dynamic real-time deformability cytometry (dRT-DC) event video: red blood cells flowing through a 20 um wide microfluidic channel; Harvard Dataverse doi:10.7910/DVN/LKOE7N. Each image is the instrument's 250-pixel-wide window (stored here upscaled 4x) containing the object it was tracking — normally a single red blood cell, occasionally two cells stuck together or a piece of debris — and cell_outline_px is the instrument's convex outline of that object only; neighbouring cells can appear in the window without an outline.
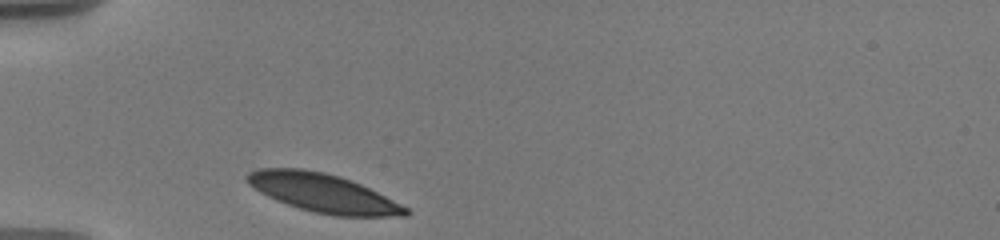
{"species": "human", "species_latin": "Homo sapiens", "temperature_condition": "warm", "stored_images_in_passage": 29, "camera_frame_rate_fps": 3000, "um_per_image_px": 0.085, "donor": {"sex": "male"}, "frame": {"image": 1, "passage_image": 1, "time_ms": 0.0, "image_size_px": [1000, 240], "cell_outline_px": [[412, 212], [408, 216], [336, 216], [312, 212], [276, 200], [260, 192], [248, 184], [244, 180], [244, 176], [248, 172], [260, 168], [300, 168], [324, 172], [340, 176], [360, 184], [408, 208]], "centroid_in_image_um": [27.42, 16.4], "position_along_channel_um": 57.6, "area_um2": 35.49}}
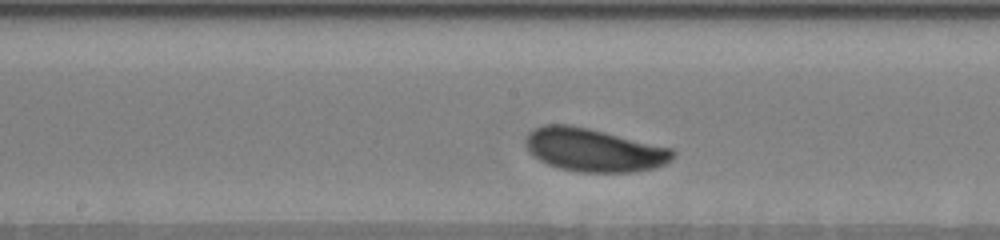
{"frame": {"image": 2, "passage_image": 14, "time_ms": 4.333, "image_size_px": [1000, 240], "cell_outline_px": [[676, 156], [672, 160], [656, 168], [632, 172], [580, 172], [560, 168], [548, 164], [532, 156], [528, 152], [524, 144], [524, 140], [528, 132], [532, 128], [544, 124], [572, 124], [672, 148], [676, 152]], "centroid_in_image_um": [50.45, 12.74], "position_along_channel_um": 197.7, "area_um2": 37.51}}
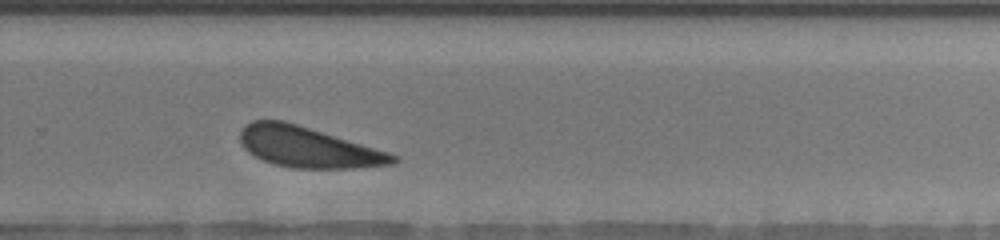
{"frame": {"image": 3, "passage_image": 23, "time_ms": 7.333, "image_size_px": [1000, 240], "cell_outline_px": [[400, 160], [396, 164], [352, 168], [292, 168], [272, 164], [248, 152], [244, 148], [240, 140], [240, 132], [244, 124], [252, 120], [284, 120], [388, 152], [400, 156]], "centroid_in_image_um": [26.18, 12.51], "position_along_channel_um": 303.6, "area_um2": 36.13}, "authors_computed_cell_mechanics": {"area_um2": 36.2984, "velocity_mm_per_s": 3.5391, "shape_relaxation_time_tau1_ms": 1.5196, "shape_relaxation_time_tau2_ms": null, "deformation_change_tau1": 0.0931, "deformation_change_tau2": null}}